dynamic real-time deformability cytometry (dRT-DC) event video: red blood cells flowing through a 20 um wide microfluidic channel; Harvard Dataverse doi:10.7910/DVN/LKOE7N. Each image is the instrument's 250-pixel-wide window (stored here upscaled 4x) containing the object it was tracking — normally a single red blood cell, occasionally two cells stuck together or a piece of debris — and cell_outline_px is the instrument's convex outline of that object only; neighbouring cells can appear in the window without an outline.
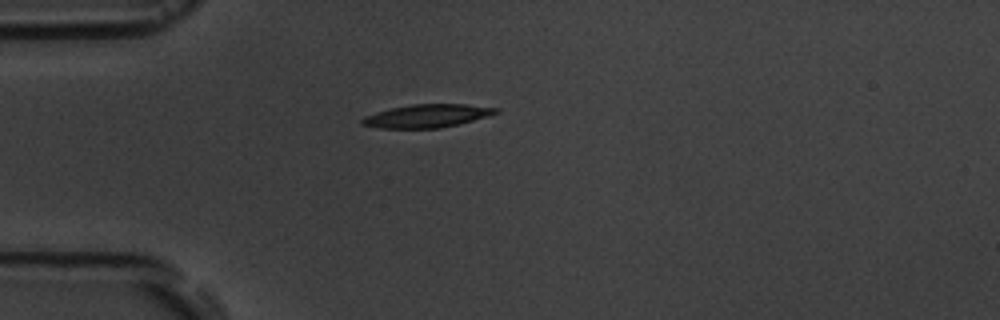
{"species": "common noctule bat (a hibernating species)", "species_latin": "Nyctalus noctula", "temperature_condition": "room temperature", "stored_images_in_passage": 1, "camera_frame_rate_fps": 3000, "um_per_image_px": 0.085, "animal": {"sex": "male", "body_mass_g": 19.5, "forearm_length_mm": 54.6}, "frame": {"image": 1, "passage_image": 1, "time_ms": 0.0, "image_size_px": [1000, 320], "cell_outline_px": [[500, 112], [488, 116], [440, 128], [380, 128], [360, 124], [360, 120], [364, 116], [376, 112], [392, 108], [412, 104], [464, 104], [500, 108]], "centroid_in_image_um": [36.29, 9.85], "position_along_channel_um": 48.7, "area_um2": 17.92}}